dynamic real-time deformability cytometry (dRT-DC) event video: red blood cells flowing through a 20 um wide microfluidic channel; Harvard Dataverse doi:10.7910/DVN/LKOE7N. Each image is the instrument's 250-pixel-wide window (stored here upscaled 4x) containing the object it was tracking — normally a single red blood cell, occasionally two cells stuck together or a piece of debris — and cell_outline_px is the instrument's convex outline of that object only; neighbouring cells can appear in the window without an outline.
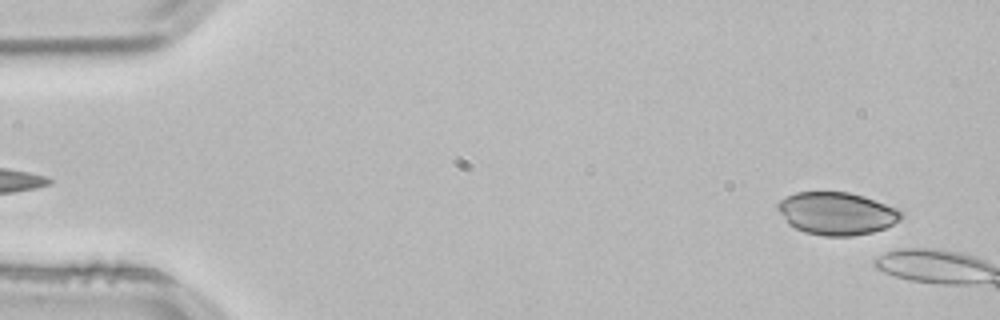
{"species": "common noctule bat (a hibernating species)", "species_latin": "Nyctalus noctula", "temperature_condition": "room temperature", "stored_images_in_passage": 8, "camera_frame_rate_fps": 3000, "um_per_image_px": 0.085, "animal": {"sex": "male", "body_mass_g": 21.5, "forearm_length_mm": 52.0}, "frame": {"image": 1, "passage_image": 3, "time_ms": 0.667, "image_size_px": [1000, 320], "cell_outline_px": [[904, 216], [900, 220], [884, 228], [872, 232], [852, 236], [824, 236], [804, 232], [788, 224], [776, 208], [776, 204], [780, 200], [796, 192], [848, 192], [864, 196], [900, 208], [904, 212]], "centroid_in_image_um": [71.15, 18.14], "position_along_channel_um": 13.9, "area_um2": 30.92}}